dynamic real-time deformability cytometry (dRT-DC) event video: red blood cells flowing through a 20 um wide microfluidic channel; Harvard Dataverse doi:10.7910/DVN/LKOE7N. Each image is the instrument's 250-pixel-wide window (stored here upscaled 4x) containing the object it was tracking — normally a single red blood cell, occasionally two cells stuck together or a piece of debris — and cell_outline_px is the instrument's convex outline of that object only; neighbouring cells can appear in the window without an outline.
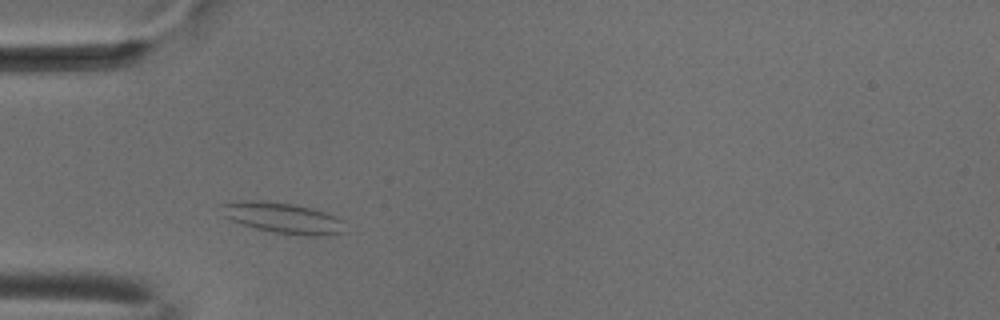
{"species": "common noctule bat (a hibernating species)", "species_latin": "Nyctalus noctula", "temperature_condition": "cold", "stored_images_in_passage": 44, "camera_frame_rate_fps": 3000, "um_per_image_px": 0.085, "animal": {"sex": "male", "body_mass_g": 18.8}, "frame": {"image": 1, "passage_image": 7, "time_ms": 2.0, "image_size_px": [1000, 320], "cell_outline_px": [[348, 232], [328, 236], [304, 236], [272, 232], [256, 228], [232, 220], [224, 216], [216, 204], [232, 200], [260, 200], [296, 204], [312, 208], [336, 216], [340, 220]], "centroid_in_image_um": [24.01, 18.51], "position_along_channel_um": 61.0, "area_um2": 22.72}}
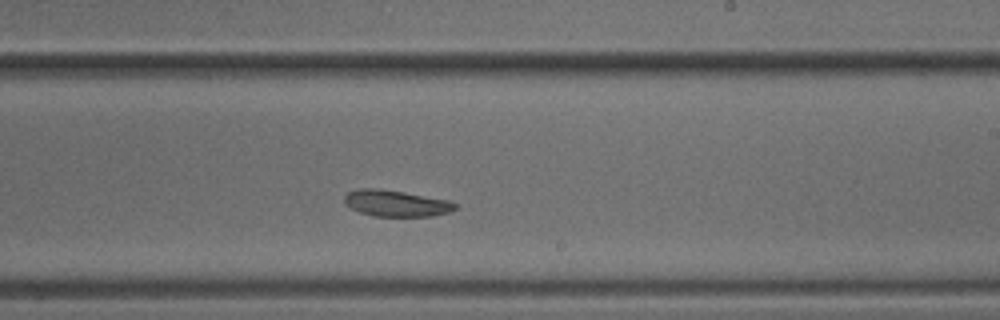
{"frame": {"image": 2, "passage_image": 23, "time_ms": 7.333, "image_size_px": [1000, 320], "cell_outline_px": [[456, 208], [448, 212], [432, 216], [372, 216], [360, 212], [344, 204], [344, 196], [348, 192], [360, 188], [376, 188], [404, 192], [448, 200], [456, 204]], "centroid_in_image_um": [33.63, 17.28], "position_along_channel_um": 255.4, "area_um2": 16.88}}
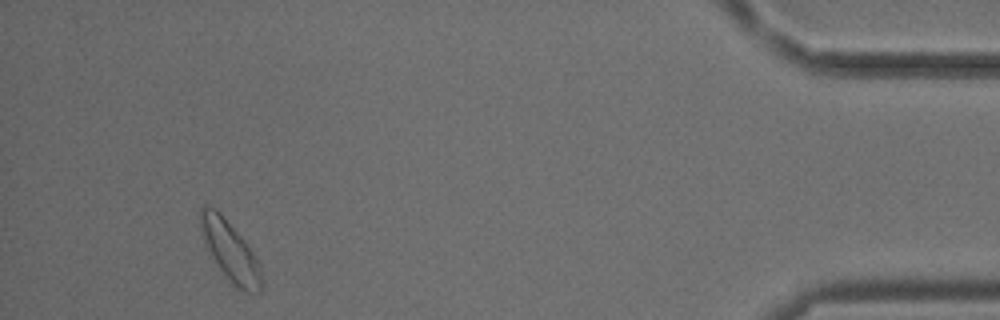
{"frame": {"image": 3, "passage_image": 41, "time_ms": 13.333, "image_size_px": [1000, 320], "cell_outline_px": [[264, 280], [260, 292], [248, 292], [232, 284], [224, 276], [204, 244], [200, 228], [200, 208], [204, 204], [216, 208], [220, 212], [244, 240], [260, 264]], "centroid_in_image_um": [19.56, 21.33], "position_along_channel_um": 415.6, "area_um2": 21.39}, "authors_computed_cell_mechanics": {"area_um2": 18.3515, "velocity_mm_per_s": 3.7224, "shape_relaxation_time_tau1_ms": 9.1941, "shape_relaxation_time_tau2_ms": 10.8451, "deformation_change_tau1": 0.0933, "deformation_change_tau2": 0.1675}}